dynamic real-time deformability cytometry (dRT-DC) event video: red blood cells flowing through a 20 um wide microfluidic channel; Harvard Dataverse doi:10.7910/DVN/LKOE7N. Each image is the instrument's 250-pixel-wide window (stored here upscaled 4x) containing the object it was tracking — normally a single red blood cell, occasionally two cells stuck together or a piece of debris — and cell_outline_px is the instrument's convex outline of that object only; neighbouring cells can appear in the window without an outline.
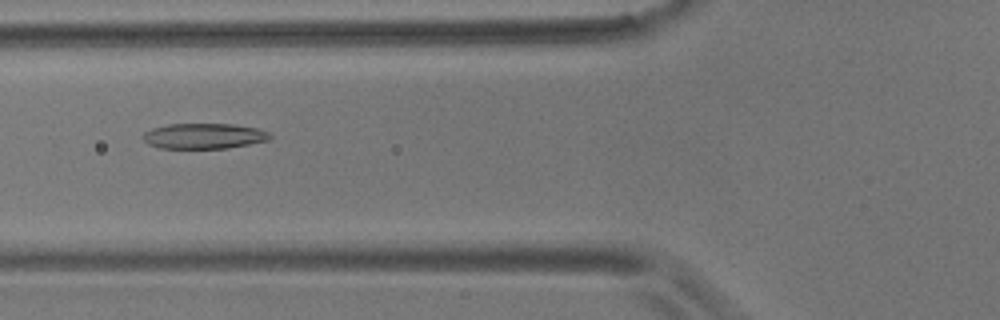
{"species": "common noctule bat (a hibernating species)", "species_latin": "Nyctalus noctula", "temperature_condition": "room temperature", "stored_images_in_passage": 3, "camera_frame_rate_fps": 3000, "um_per_image_px": 0.085, "animal": {"sex": "male", "body_mass_g": 17.9}, "frame": {"image": 1, "passage_image": 2, "time_ms": 1.333, "image_size_px": [1000, 320], "cell_outline_px": [[272, 136], [268, 140], [228, 148], [160, 148], [148, 144], [140, 136], [144, 132], [152, 128], [168, 124], [232, 124], [256, 128], [268, 132]], "centroid_in_image_um": [17.29, 11.56], "position_along_channel_um": 108.5, "area_um2": 18.79}}
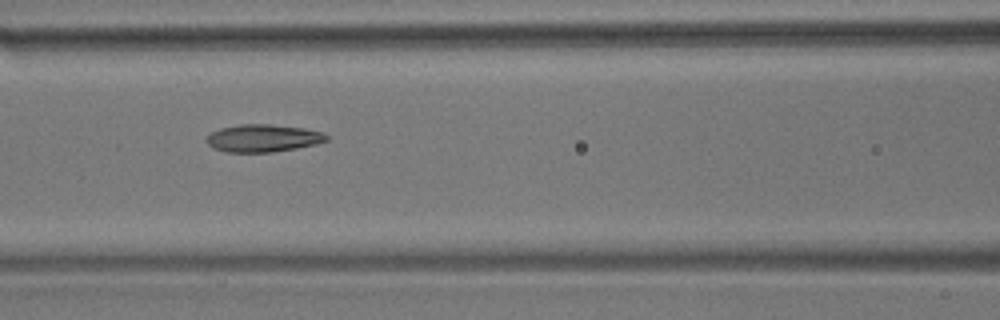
{"frame": {"image": 2, "passage_image": 3, "time_ms": 2.333, "image_size_px": [1000, 320], "cell_outline_px": [[328, 140], [316, 144], [296, 148], [272, 152], [224, 152], [212, 148], [204, 140], [212, 132], [220, 128], [240, 124], [268, 124], [304, 128], [324, 132], [328, 136]], "centroid_in_image_um": [22.34, 11.74], "position_along_channel_um": 144.3, "area_um2": 19.36}}